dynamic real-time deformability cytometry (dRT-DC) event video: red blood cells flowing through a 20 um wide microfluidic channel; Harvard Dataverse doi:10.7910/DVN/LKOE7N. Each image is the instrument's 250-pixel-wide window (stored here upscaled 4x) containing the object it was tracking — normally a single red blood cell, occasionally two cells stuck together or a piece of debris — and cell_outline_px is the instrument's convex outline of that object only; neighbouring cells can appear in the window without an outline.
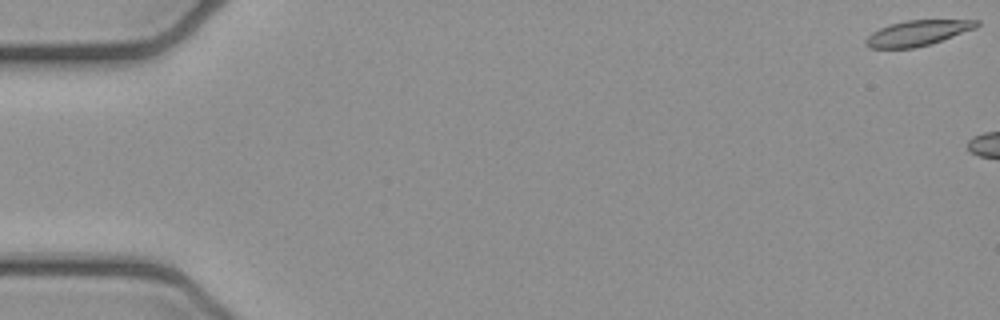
{"species": "common noctule bat (a hibernating species)", "species_latin": "Nyctalus noctula", "temperature_condition": "cold", "stored_images_in_passage": 5, "camera_frame_rate_fps": 3000, "um_per_image_px": 0.085, "animal": {"sex": "female", "body_mass_g": 21.9}, "frame": {"image": 1, "passage_image": 1, "time_ms": 0.0, "image_size_px": [1000, 320], "cell_outline_px": [[980, 24], [976, 28], [928, 44], [912, 48], [868, 48], [864, 44], [864, 40], [872, 32], [888, 24], [908, 20], [980, 20]], "centroid_in_image_um": [77.94, 2.8], "position_along_channel_um": 7.1, "area_um2": 16.24}}